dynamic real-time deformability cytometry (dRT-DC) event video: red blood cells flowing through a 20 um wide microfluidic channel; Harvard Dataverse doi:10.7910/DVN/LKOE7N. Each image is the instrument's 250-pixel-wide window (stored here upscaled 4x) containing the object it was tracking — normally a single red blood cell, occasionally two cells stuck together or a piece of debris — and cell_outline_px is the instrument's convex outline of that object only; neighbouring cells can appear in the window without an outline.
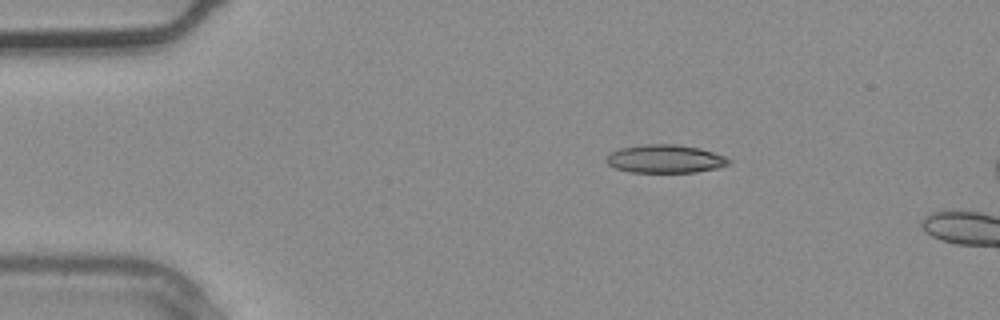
{"species": "common noctule bat (a hibernating species)", "species_latin": "Nyctalus noctula", "temperature_condition": "warm", "stored_images_in_passage": 2, "camera_frame_rate_fps": 3000, "um_per_image_px": 0.085, "animal": {"sex": "male", "body_mass_g": 20.4}, "frame": {"image": 1, "passage_image": 1, "time_ms": 0.0, "image_size_px": [1000, 320], "cell_outline_px": [[732, 164], [720, 168], [696, 172], [628, 172], [616, 168], [608, 164], [604, 160], [608, 152], [620, 148], [648, 144], [676, 144], [700, 148], [724, 156], [732, 160]], "centroid_in_image_um": [56.55, 13.51], "position_along_channel_um": 28.4, "area_um2": 20.4}}